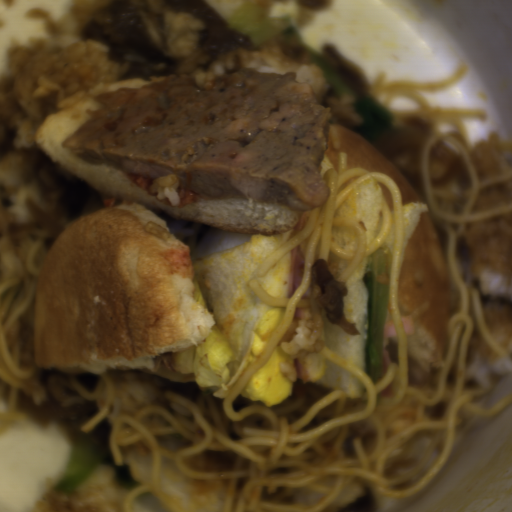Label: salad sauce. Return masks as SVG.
I'll use <instances>...</instances> for the list:
<instances>
[{"instance_id":"salad-sauce-1","label":"salad sauce","mask_w":512,"mask_h":512,"mask_svg":"<svg viewBox=\"0 0 512 512\" xmlns=\"http://www.w3.org/2000/svg\"><path fill=\"white\" fill-rule=\"evenodd\" d=\"M193 179H194L193 175L188 170L185 175V186H181L180 181H179L178 187L176 190V192L179 196V199H180L179 207L188 205V204H192V203H197L199 191L191 189Z\"/></svg>"},{"instance_id":"salad-sauce-2","label":"salad sauce","mask_w":512,"mask_h":512,"mask_svg":"<svg viewBox=\"0 0 512 512\" xmlns=\"http://www.w3.org/2000/svg\"><path fill=\"white\" fill-rule=\"evenodd\" d=\"M127 178L143 188L146 192L151 188L154 182V177H147L132 171L128 172Z\"/></svg>"}]
</instances>
